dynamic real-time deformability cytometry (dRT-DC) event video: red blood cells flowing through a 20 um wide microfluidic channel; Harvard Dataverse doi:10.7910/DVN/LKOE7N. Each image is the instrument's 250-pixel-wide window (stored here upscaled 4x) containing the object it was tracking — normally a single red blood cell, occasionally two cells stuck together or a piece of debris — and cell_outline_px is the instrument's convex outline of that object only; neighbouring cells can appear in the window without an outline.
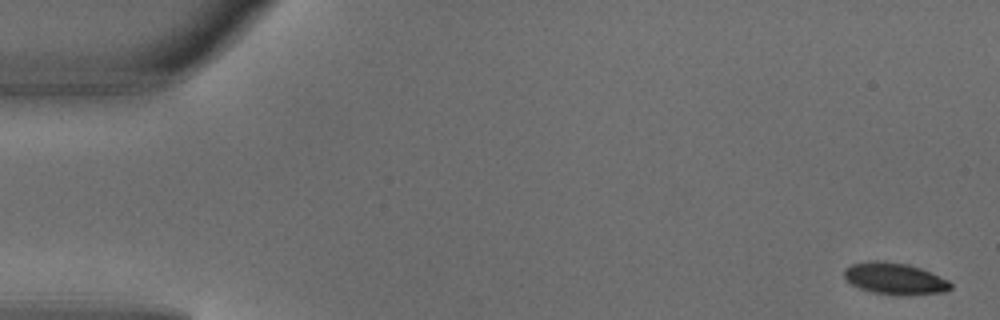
{"species": "common noctule bat (a hibernating species)", "species_latin": "Nyctalus noctula", "temperature_condition": "warm", "stored_images_in_passage": 5, "camera_frame_rate_fps": 3000, "um_per_image_px": 0.085, "animal": {"sex": "male", "body_mass_g": 18.8}, "frame": {"image": 1, "passage_image": 1, "time_ms": 0.0, "image_size_px": [1000, 320], "cell_outline_px": [[952, 288], [944, 292], [908, 296], [900, 296], [872, 292], [860, 288], [844, 280], [844, 268], [852, 264], [872, 260], [884, 260], [908, 264], [920, 268], [948, 280], [952, 284]], "centroid_in_image_um": [76.04, 23.69], "position_along_channel_um": 9.0, "area_um2": 19.94}}
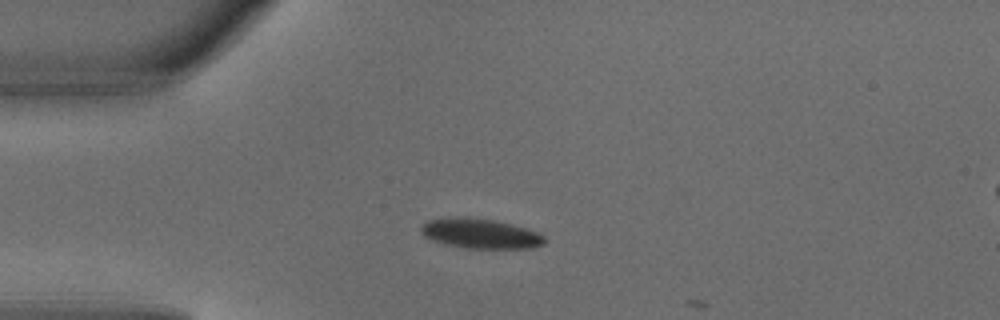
{"frame": {"image": 2, "passage_image": 4, "time_ms": 1.0, "image_size_px": [1000, 320], "cell_outline_px": [[544, 244], [532, 248], [468, 248], [444, 244], [432, 240], [424, 236], [420, 232], [420, 224], [428, 220], [468, 216], [492, 220], [512, 224], [536, 232], [544, 236]], "centroid_in_image_um": [40.78, 19.85], "position_along_channel_um": 44.2, "area_um2": 21.39}}